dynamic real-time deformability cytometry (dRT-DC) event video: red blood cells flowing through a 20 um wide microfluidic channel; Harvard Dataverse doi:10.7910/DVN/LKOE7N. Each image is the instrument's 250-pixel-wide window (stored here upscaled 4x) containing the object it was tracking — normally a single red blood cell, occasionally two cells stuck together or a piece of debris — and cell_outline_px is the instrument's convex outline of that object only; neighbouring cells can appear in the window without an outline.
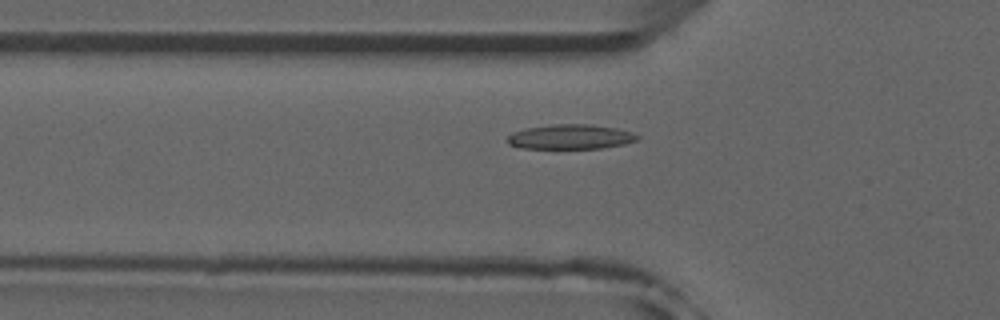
{"species": "common noctule bat (a hibernating species)", "species_latin": "Nyctalus noctula", "temperature_condition": "room temperature", "stored_images_in_passage": 53, "camera_frame_rate_fps": 3000, "um_per_image_px": 0.085, "animal": {"sex": "male", "forearm_length_mm": 52.5}, "frame": {"image": 1, "passage_image": 18, "time_ms": 5.667, "image_size_px": [1000, 320], "cell_outline_px": [[640, 140], [624, 144], [600, 148], [524, 148], [508, 144], [508, 136], [516, 132], [528, 128], [552, 124], [588, 124], [616, 128], [632, 132], [640, 136]], "centroid_in_image_um": [48.56, 11.63], "position_along_channel_um": 77.2, "area_um2": 18.5}}
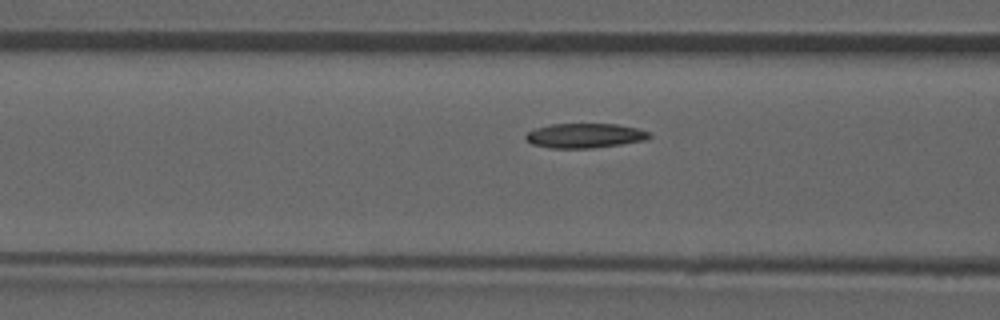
{"frame": {"image": 2, "passage_image": 21, "time_ms": 6.667, "image_size_px": [1000, 320], "cell_outline_px": [[652, 136], [644, 140], [620, 144], [592, 148], [552, 148], [532, 144], [524, 136], [528, 132], [536, 128], [552, 124], [616, 124], [636, 128], [648, 132]], "centroid_in_image_um": [49.69, 11.53], "position_along_channel_um": 116.9, "area_um2": 17.46}}
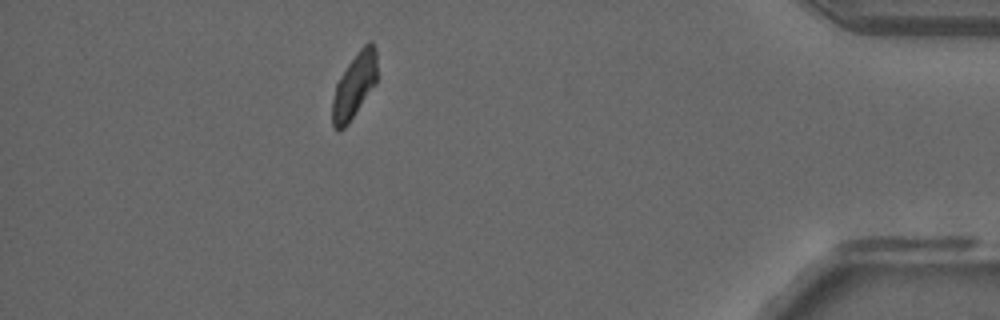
{"frame": {"image": 3, "passage_image": 47, "time_ms": 15.333, "image_size_px": [1000, 320], "cell_outline_px": [[376, 84], [348, 124], [340, 132], [332, 128], [332, 100], [336, 84], [348, 64], [360, 48], [368, 40], [372, 40], [376, 48]], "centroid_in_image_um": [30.11, 7.3], "position_along_channel_um": 405.1, "area_um2": 17.05}, "authors_computed_cell_mechanics": {"area_um2": 17.9758, "velocity_mm_per_s": 3.9011, "shape_relaxation_time_tau1_ms": 8.7613, "shape_relaxation_time_tau2_ms": null, "deformation_change_tau1": 0.1568, "deformation_change_tau2": null}}